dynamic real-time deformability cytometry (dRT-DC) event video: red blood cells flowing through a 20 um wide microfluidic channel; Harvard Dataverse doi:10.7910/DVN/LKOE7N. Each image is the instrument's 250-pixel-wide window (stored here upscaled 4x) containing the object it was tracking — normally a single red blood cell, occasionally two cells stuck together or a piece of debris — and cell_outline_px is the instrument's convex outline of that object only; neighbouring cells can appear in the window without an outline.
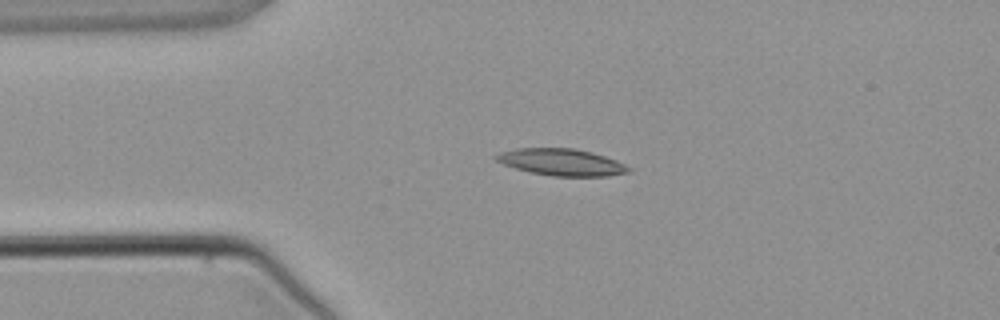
{"species": "common noctule bat (a hibernating species)", "species_latin": "Nyctalus noctula", "temperature_condition": "warm", "stored_images_in_passage": 5, "camera_frame_rate_fps": 3000, "um_per_image_px": 0.085, "animal": {"sex": "male", "body_mass_g": 21.5, "forearm_length_mm": 52.0}, "frame": {"image": 1, "passage_image": 3, "time_ms": 2.333, "image_size_px": [1000, 320], "cell_outline_px": [[632, 172], [608, 176], [552, 176], [528, 172], [504, 164], [496, 160], [492, 156], [500, 152], [516, 148], [572, 148], [592, 152], [616, 160], [632, 168]], "centroid_in_image_um": [47.74, 13.79], "position_along_channel_um": 37.3, "area_um2": 20.81}}
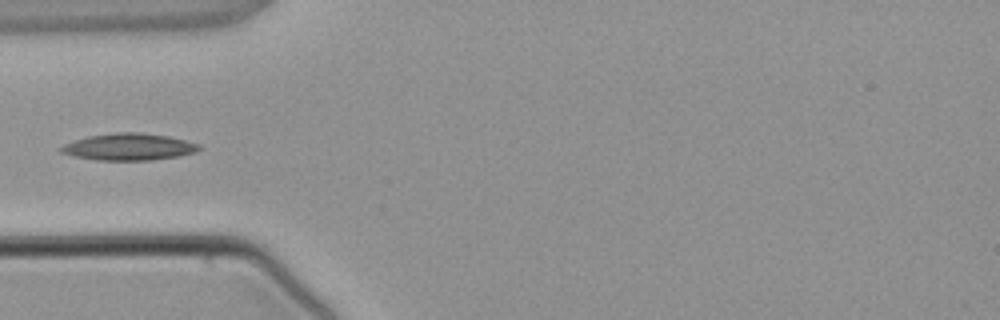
{"frame": {"image": 2, "passage_image": 4, "time_ms": 3.667, "image_size_px": [1000, 320], "cell_outline_px": [[204, 148], [196, 152], [180, 156], [152, 160], [96, 160], [72, 156], [60, 152], [56, 148], [72, 140], [88, 136], [116, 132], [140, 132], [168, 136], [200, 144]], "centroid_in_image_um": [10.93, 12.48], "position_along_channel_um": 74.1, "area_um2": 21.96}}
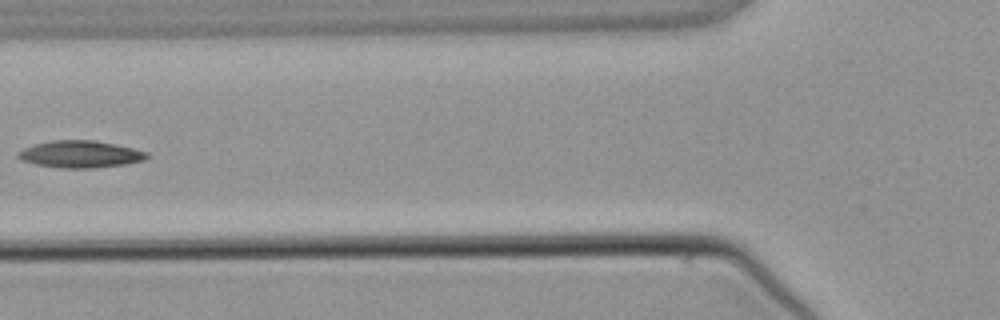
{"frame": {"image": 3, "passage_image": 5, "time_ms": 4.667, "image_size_px": [1000, 320], "cell_outline_px": [[152, 156], [144, 160], [128, 164], [92, 168], [60, 168], [36, 164], [20, 160], [16, 156], [24, 148], [36, 144], [52, 140], [96, 140], [116, 144], [148, 152]], "centroid_in_image_um": [6.88, 13.11], "position_along_channel_um": 118.9, "area_um2": 20.4}}